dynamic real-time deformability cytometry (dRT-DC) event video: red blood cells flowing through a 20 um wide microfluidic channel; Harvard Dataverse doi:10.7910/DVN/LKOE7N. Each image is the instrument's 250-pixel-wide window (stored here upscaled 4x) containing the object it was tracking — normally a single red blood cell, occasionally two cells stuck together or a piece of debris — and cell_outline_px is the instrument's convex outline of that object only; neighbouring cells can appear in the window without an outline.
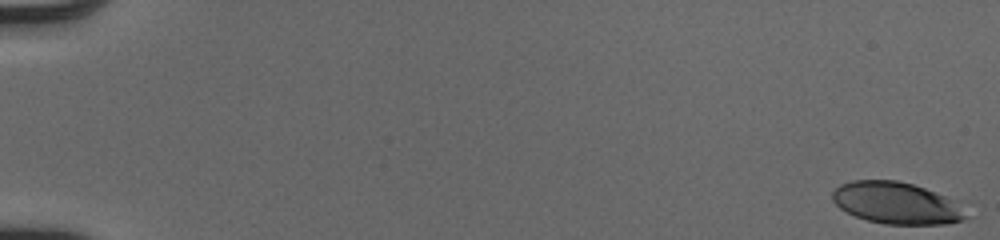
{"species": "human", "species_latin": "Homo sapiens", "temperature_condition": "cold", "stored_images_in_passage": 52, "camera_frame_rate_fps": 3000, "um_per_image_px": 0.085, "donor": {"sex": "male"}, "frame": {"image": 1, "passage_image": 1, "time_ms": 0.0, "image_size_px": [1000, 240], "cell_outline_px": [[968, 216], [964, 220], [948, 224], [884, 224], [868, 220], [856, 216], [840, 208], [832, 200], [832, 192], [840, 184], [852, 180], [896, 180], [912, 184], [924, 188], [956, 200], [960, 204]], "centroid_in_image_um": [76.22, 17.26], "position_along_channel_um": 8.8, "area_um2": 32.54}}
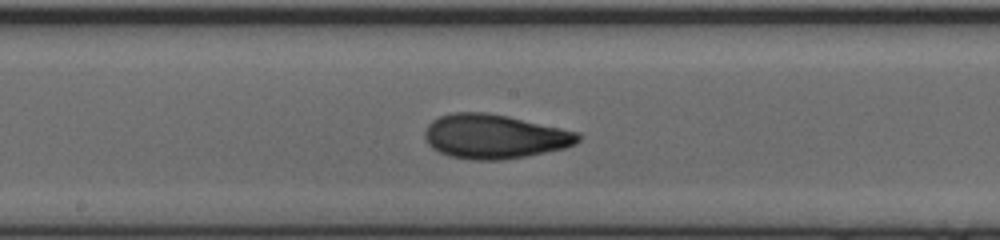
{"frame": {"image": 2, "passage_image": 30, "time_ms": 9.667, "image_size_px": [1000, 240], "cell_outline_px": [[580, 140], [576, 144], [564, 148], [524, 156], [500, 160], [472, 160], [448, 156], [432, 148], [428, 144], [424, 136], [424, 132], [428, 124], [432, 120], [440, 116], [452, 112], [488, 112], [508, 116], [580, 132]], "centroid_in_image_um": [42.01, 11.59], "position_along_channel_um": 206.2, "area_um2": 39.65}}
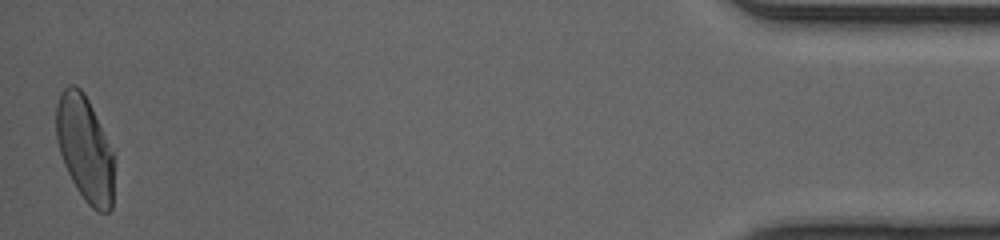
{"frame": {"image": 3, "passage_image": 52, "time_ms": 17.0, "image_size_px": [1000, 240], "cell_outline_px": [[112, 208], [108, 212], [100, 212], [92, 208], [84, 200], [76, 188], [64, 164], [56, 140], [56, 104], [60, 92], [68, 84], [72, 84], [80, 88], [84, 92], [92, 108], [112, 152]], "centroid_in_image_um": [7.17, 12.61], "position_along_channel_um": 428.0, "area_um2": 35.03}, "authors_computed_cell_mechanics": {"area_um2": 36.703, "velocity_mm_per_s": 4.1032, "shape_relaxation_time_tau1_ms": 4.8101, "shape_relaxation_time_tau2_ms": 1.3761, "deformation_change_tau1": 0.1937, "deformation_change_tau2": 0.0778}}